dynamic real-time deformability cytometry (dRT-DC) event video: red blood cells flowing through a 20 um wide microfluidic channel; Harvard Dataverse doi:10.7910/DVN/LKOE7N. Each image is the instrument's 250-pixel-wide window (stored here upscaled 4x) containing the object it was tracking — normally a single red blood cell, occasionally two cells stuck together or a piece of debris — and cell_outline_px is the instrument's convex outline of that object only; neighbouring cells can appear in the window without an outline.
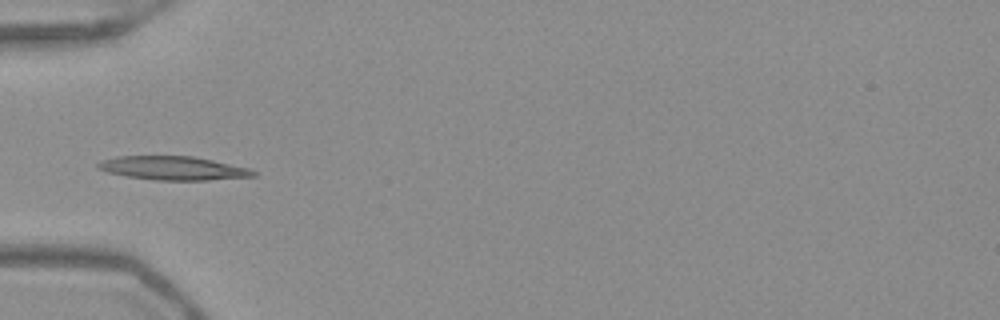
{"species": "Egyptian fruit bat (a non-hibernating species)", "species_latin": "Rousettus aegyptiacus", "temperature_condition": "warm", "stored_images_in_passage": 35, "camera_frame_rate_fps": 3000, "um_per_image_px": 0.085, "frame": {"image": 1, "passage_image": 1, "time_ms": 0.0, "image_size_px": [1000, 320], "cell_outline_px": [[256, 176], [208, 180], [156, 180], [128, 176], [108, 172], [96, 168], [96, 164], [100, 160], [116, 156], [192, 156], [212, 160], [248, 168], [256, 172]], "centroid_in_image_um": [14.67, 14.29], "position_along_channel_um": 70.3, "area_um2": 21.33}}
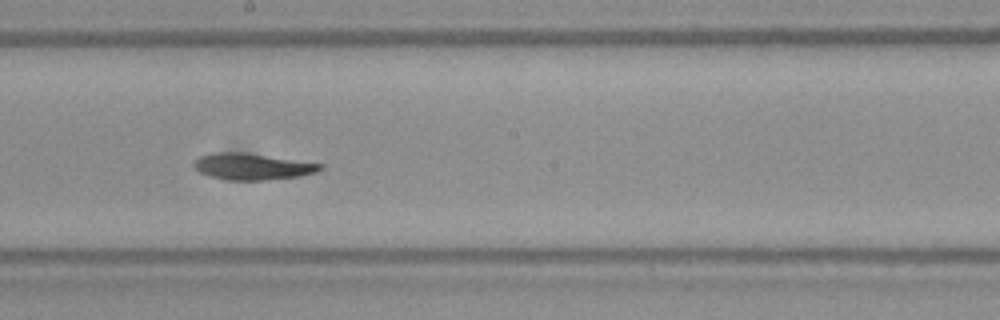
{"frame": {"image": 2, "passage_image": 13, "time_ms": 4.0, "image_size_px": [1000, 320], "cell_outline_px": [[324, 168], [316, 172], [300, 176], [268, 180], [228, 180], [212, 176], [200, 172], [192, 164], [200, 156], [212, 152], [240, 152], [324, 164]], "centroid_in_image_um": [21.46, 14.16], "position_along_channel_um": 226.7, "area_um2": 19.25}}
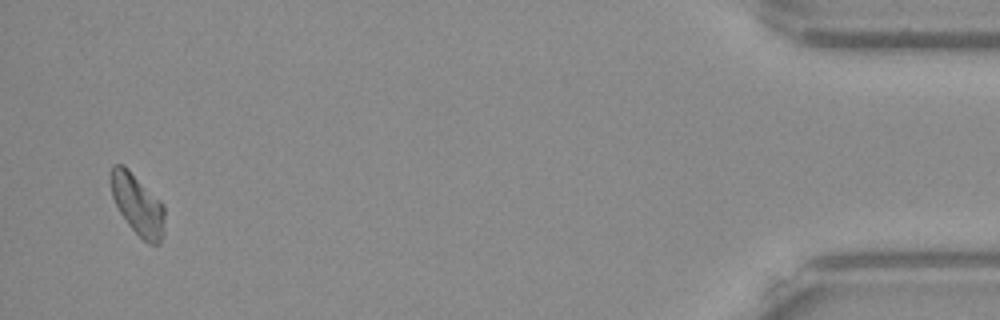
{"frame": {"image": 3, "passage_image": 34, "time_ms": 11.0, "image_size_px": [1000, 320], "cell_outline_px": [[164, 236], [160, 244], [148, 244], [128, 224], [120, 212], [112, 196], [108, 180], [108, 172], [112, 164], [124, 164], [164, 204]], "centroid_in_image_um": [11.67, 17.34], "position_along_channel_um": 423.5, "area_um2": 19.48}, "authors_computed_cell_mechanics": {"area_um2": 19.4786, "velocity_mm_per_s": 3.9186, "shape_relaxation_time_tau1_ms": 8.4212, "shape_relaxation_time_tau2_ms": null, "deformation_change_tau1": 0.1886, "deformation_change_tau2": null}}